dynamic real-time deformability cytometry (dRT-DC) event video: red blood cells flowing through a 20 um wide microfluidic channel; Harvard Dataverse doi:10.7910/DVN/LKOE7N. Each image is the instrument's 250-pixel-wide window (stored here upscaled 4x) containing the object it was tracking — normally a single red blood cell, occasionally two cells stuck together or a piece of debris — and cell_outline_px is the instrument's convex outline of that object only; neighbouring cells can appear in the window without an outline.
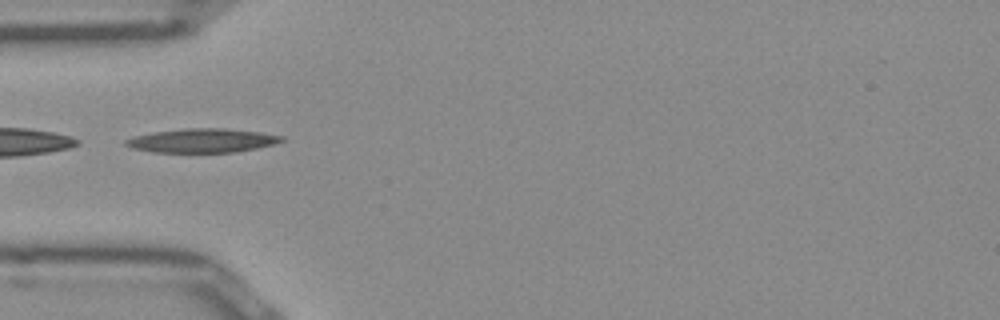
{"species": "Egyptian fruit bat (a non-hibernating species)", "species_latin": "Rousettus aegyptiacus", "temperature_condition": "room temperature", "stored_images_in_passage": 36, "camera_frame_rate_fps": 3000, "um_per_image_px": 0.085, "frame": {"image": 1, "passage_image": 1, "time_ms": 0.0, "image_size_px": [1000, 320], "cell_outline_px": [[284, 140], [272, 144], [256, 148], [236, 152], [152, 152], [132, 148], [124, 144], [124, 140], [136, 136], [152, 132], [184, 128], [224, 128], [256, 132], [284, 136]], "centroid_in_image_um": [17.14, 11.94], "position_along_channel_um": 67.9, "area_um2": 21.56}}
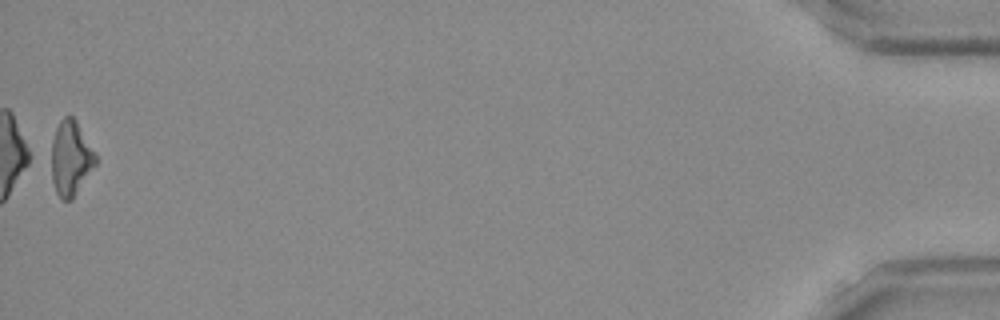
{"frame": {"image": 2, "passage_image": 36, "time_ms": 11.667, "image_size_px": [1000, 320], "cell_outline_px": [[96, 164], [72, 200], [64, 200], [56, 192], [52, 180], [52, 140], [56, 128], [60, 120], [64, 116], [72, 116], [76, 120], [96, 152]], "centroid_in_image_um": [6.03, 13.43], "position_along_channel_um": 429.2, "area_um2": 19.19}}